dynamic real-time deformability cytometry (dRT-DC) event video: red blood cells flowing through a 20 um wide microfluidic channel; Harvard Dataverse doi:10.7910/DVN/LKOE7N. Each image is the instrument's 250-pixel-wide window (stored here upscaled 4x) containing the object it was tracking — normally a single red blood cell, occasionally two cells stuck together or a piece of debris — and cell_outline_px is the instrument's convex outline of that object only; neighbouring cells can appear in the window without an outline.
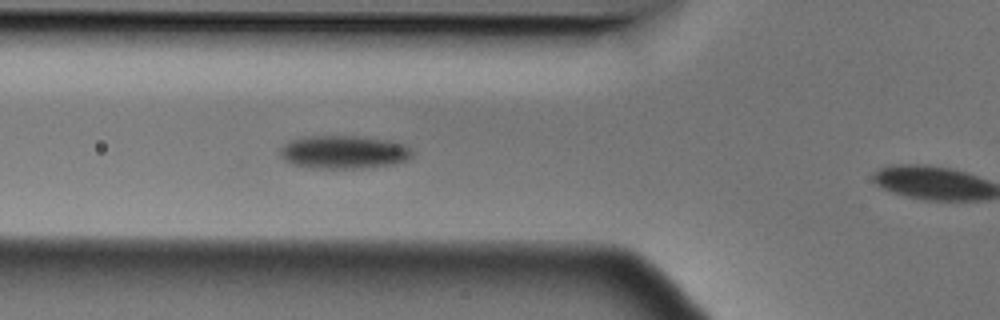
{"species": "Egyptian fruit bat (a non-hibernating species)", "species_latin": "Rousettus aegyptiacus", "temperature_condition": "cold", "stored_images_in_passage": 5, "camera_frame_rate_fps": 3000, "um_per_image_px": 0.085, "animal": {"sex": "male"}, "frame": {"image": 1, "passage_image": 5, "time_ms": 1.333, "image_size_px": [1000, 320], "cell_outline_px": [[416, 152], [408, 160], [396, 164], [356, 168], [312, 168], [292, 164], [284, 160], [280, 156], [280, 148], [288, 140], [304, 136], [356, 136], [388, 140], [404, 144], [412, 148]], "centroid_in_image_um": [29.23, 12.92], "position_along_channel_um": 96.6, "area_um2": 25.89}}